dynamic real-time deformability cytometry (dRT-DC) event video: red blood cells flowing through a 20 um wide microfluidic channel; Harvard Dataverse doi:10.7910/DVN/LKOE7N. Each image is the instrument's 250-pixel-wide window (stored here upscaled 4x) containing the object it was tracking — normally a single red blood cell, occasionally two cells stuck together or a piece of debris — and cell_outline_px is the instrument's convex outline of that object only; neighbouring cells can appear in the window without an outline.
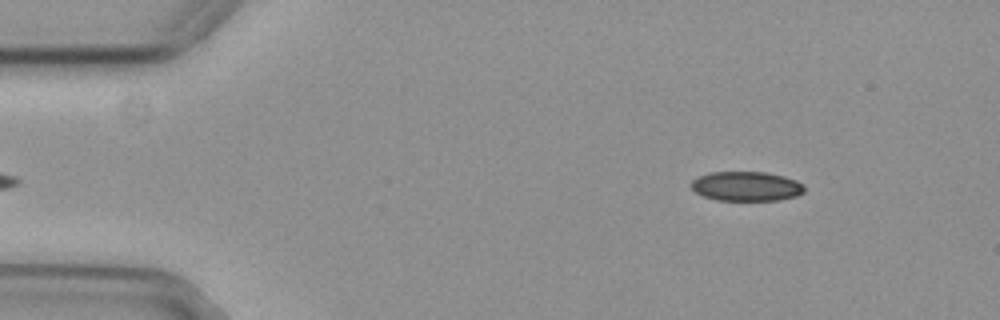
{"species": "common noctule bat (a hibernating species)", "species_latin": "Nyctalus noctula", "temperature_condition": "cold", "stored_images_in_passage": 50, "camera_frame_rate_fps": 3000, "um_per_image_px": 0.085, "animal": {"sex": "female", "body_mass_g": 29.2, "forearm_length_mm": 56.3}, "frame": {"image": 1, "passage_image": 2, "time_ms": 0.333, "image_size_px": [1000, 320], "cell_outline_px": [[804, 192], [796, 196], [780, 200], [716, 200], [704, 196], [696, 192], [692, 188], [692, 180], [696, 176], [712, 172], [764, 172], [784, 176], [796, 180], [804, 184]], "centroid_in_image_um": [63.45, 15.83], "position_along_channel_um": 21.5, "area_um2": 19.48}}
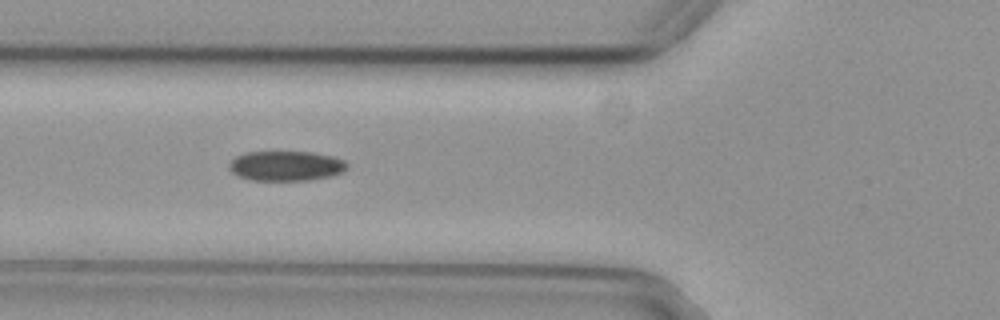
{"frame": {"image": 2, "passage_image": 15, "time_ms": 4.667, "image_size_px": [1000, 320], "cell_outline_px": [[348, 168], [344, 172], [332, 176], [308, 180], [248, 180], [236, 176], [228, 168], [228, 164], [236, 156], [244, 152], [312, 152], [332, 156], [344, 160], [348, 164]], "centroid_in_image_um": [24.3, 14.1], "position_along_channel_um": 101.5, "area_um2": 20.81}}
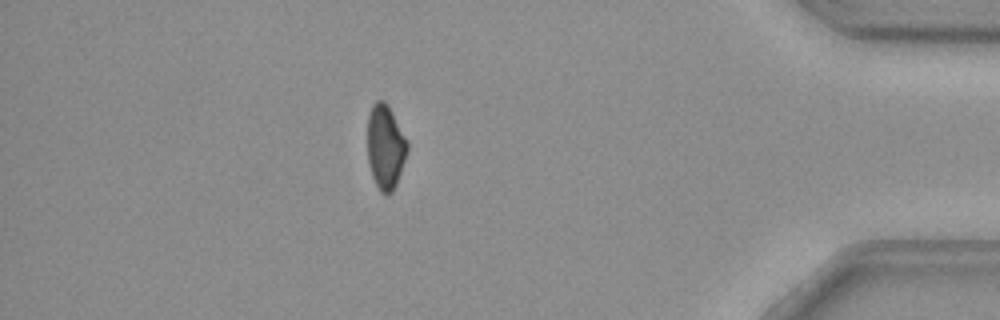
{"frame": {"image": 3, "passage_image": 43, "time_ms": 14.0, "image_size_px": [1000, 320], "cell_outline_px": [[408, 148], [396, 184], [392, 192], [388, 196], [384, 196], [380, 192], [372, 176], [368, 160], [368, 116], [372, 104], [376, 100], [384, 100], [388, 104], [408, 140]], "centroid_in_image_um": [32.76, 12.47], "position_along_channel_um": 402.4, "area_um2": 19.71}}